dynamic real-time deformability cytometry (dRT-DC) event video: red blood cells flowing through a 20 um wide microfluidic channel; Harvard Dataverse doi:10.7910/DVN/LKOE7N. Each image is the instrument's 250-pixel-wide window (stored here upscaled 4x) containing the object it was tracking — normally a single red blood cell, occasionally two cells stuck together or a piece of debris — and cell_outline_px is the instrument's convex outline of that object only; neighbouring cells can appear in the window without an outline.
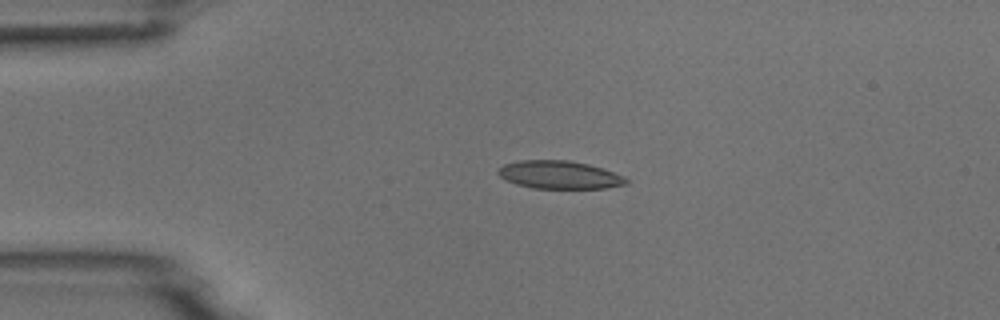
{"species": "common noctule bat (a hibernating species)", "species_latin": "Nyctalus noctula", "temperature_condition": "room temperature", "stored_images_in_passage": 2, "camera_frame_rate_fps": 3000, "um_per_image_px": 0.085, "animal": {"sex": "male", "body_mass_g": 18.8}, "frame": {"image": 1, "passage_image": 1, "time_ms": 0.0, "image_size_px": [1000, 320], "cell_outline_px": [[628, 184], [608, 188], [532, 188], [516, 184], [504, 180], [496, 172], [504, 164], [520, 160], [568, 160], [588, 164], [624, 176], [628, 180]], "centroid_in_image_um": [47.53, 14.86], "position_along_channel_um": 37.5, "area_um2": 20.87}}